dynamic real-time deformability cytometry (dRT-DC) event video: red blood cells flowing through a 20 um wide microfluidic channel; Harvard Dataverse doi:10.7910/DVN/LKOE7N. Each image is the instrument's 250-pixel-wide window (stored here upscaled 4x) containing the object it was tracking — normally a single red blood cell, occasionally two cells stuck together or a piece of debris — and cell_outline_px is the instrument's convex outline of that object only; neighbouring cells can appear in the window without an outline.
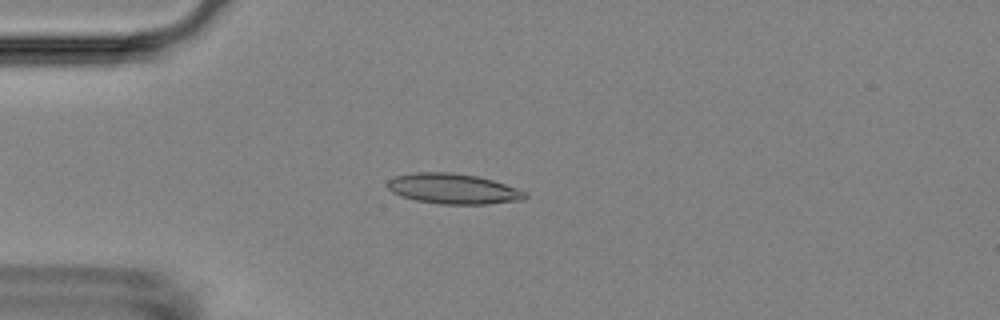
{"species": "Egyptian fruit bat (a non-hibernating species)", "species_latin": "Rousettus aegyptiacus", "temperature_condition": "room temperature", "stored_images_in_passage": 48, "camera_frame_rate_fps": 3000, "um_per_image_px": 0.085, "animal": {"sex": "female"}, "frame": {"image": 1, "passage_image": 7, "time_ms": 2.0, "image_size_px": [1000, 320], "cell_outline_px": [[528, 196], [524, 200], [488, 204], [440, 204], [416, 200], [400, 196], [392, 192], [384, 184], [388, 180], [396, 176], [416, 172], [452, 172], [476, 176], [492, 180], [528, 192]], "centroid_in_image_um": [38.52, 16.05], "position_along_channel_um": 46.5, "area_um2": 24.45}}
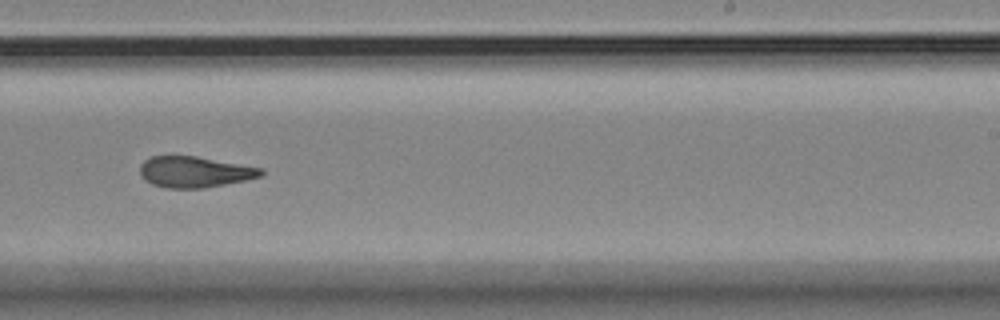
{"frame": {"image": 2, "passage_image": 27, "time_ms": 8.667, "image_size_px": [1000, 320], "cell_outline_px": [[264, 176], [204, 188], [168, 188], [152, 184], [144, 180], [140, 176], [140, 164], [144, 160], [152, 156], [196, 156], [264, 168]], "centroid_in_image_um": [16.54, 14.61], "position_along_channel_um": 272.5, "area_um2": 21.96}}
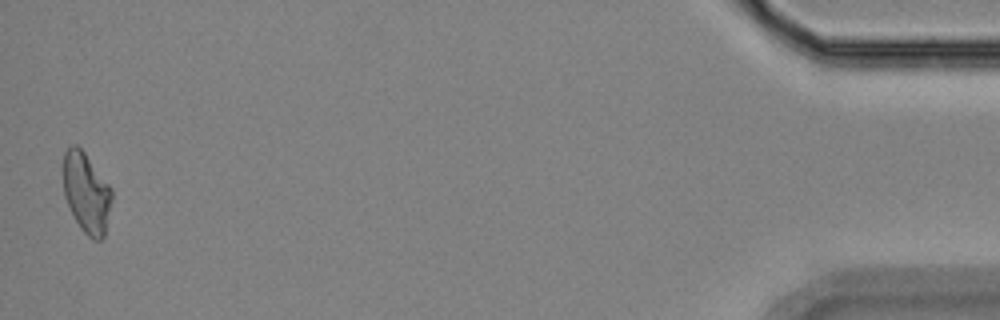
{"frame": {"image": 3, "passage_image": 47, "time_ms": 15.333, "image_size_px": [1000, 320], "cell_outline_px": [[112, 200], [104, 236], [100, 240], [92, 240], [80, 228], [64, 196], [64, 152], [72, 144], [76, 144], [84, 152], [112, 188]], "centroid_in_image_um": [7.36, 16.39], "position_along_channel_um": 427.8, "area_um2": 22.48}, "authors_computed_cell_mechanics": {"area_um2": 22.6576, "velocity_mm_per_s": 3.6293, "shape_relaxation_time_tau1_ms": 8.517, "shape_relaxation_time_tau2_ms": 2.7697, "deformation_change_tau1": 0.1802, "deformation_change_tau2": 0.0915}}